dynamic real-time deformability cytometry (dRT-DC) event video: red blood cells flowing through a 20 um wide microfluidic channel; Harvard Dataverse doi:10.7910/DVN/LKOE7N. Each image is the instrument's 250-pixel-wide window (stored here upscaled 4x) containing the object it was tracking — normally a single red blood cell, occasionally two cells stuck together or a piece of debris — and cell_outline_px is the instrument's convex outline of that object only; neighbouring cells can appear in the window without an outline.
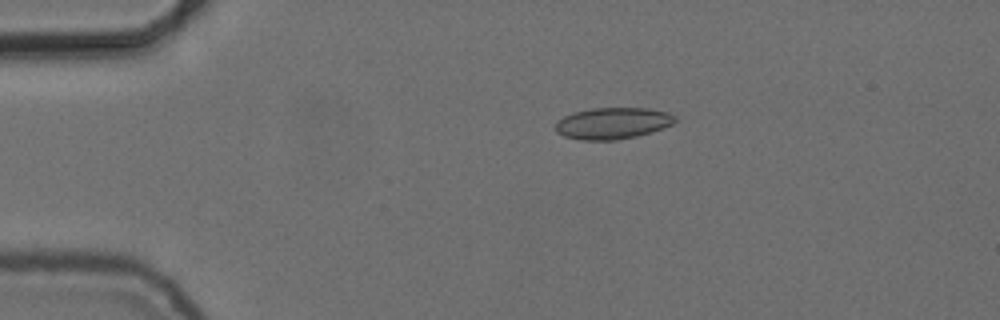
{"species": "common noctule bat (a hibernating species)", "species_latin": "Nyctalus noctula", "temperature_condition": "cold", "stored_images_in_passage": 45, "camera_frame_rate_fps": 3000, "um_per_image_px": 0.085, "animal": {"sex": "female", "body_mass_g": 24.6, "forearm_length_mm": 56.2}, "frame": {"image": 1, "passage_image": 1, "time_ms": 0.0, "image_size_px": [1000, 320], "cell_outline_px": [[676, 120], [672, 124], [636, 136], [616, 140], [580, 140], [564, 136], [556, 132], [556, 124], [564, 116], [576, 112], [592, 108], [648, 108], [668, 112], [676, 116]], "centroid_in_image_um": [52.07, 10.47], "position_along_channel_um": 32.9, "area_um2": 21.68}}
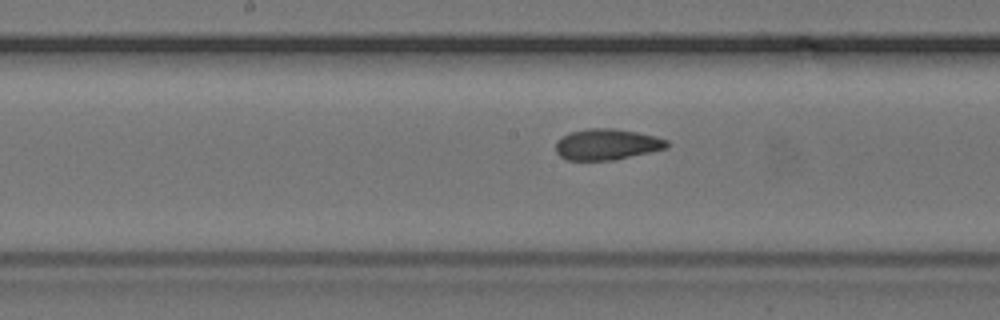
{"frame": {"image": 2, "passage_image": 18, "time_ms": 5.667, "image_size_px": [1000, 320], "cell_outline_px": [[668, 148], [616, 160], [568, 160], [560, 156], [556, 152], [556, 140], [560, 136], [568, 132], [588, 128], [612, 128], [636, 132], [656, 136], [668, 140]], "centroid_in_image_um": [51.57, 12.27], "position_along_channel_um": 196.6, "area_um2": 20.35}}
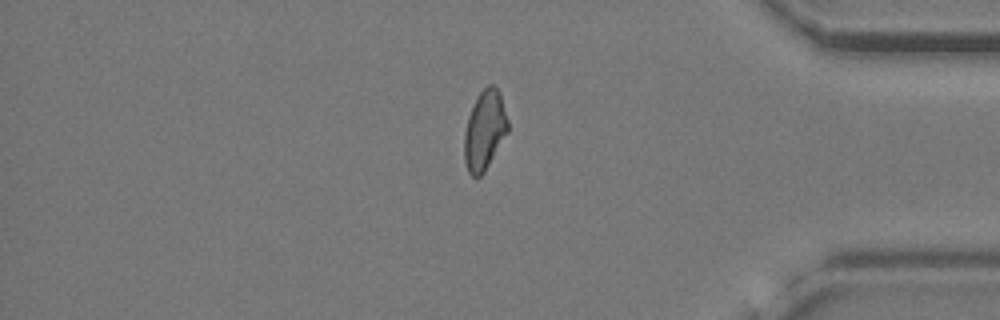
{"frame": {"image": 3, "passage_image": 36, "time_ms": 11.667, "image_size_px": [1000, 320], "cell_outline_px": [[508, 132], [484, 172], [476, 180], [468, 172], [464, 160], [464, 132], [468, 116], [480, 92], [488, 84], [492, 84], [500, 92], [508, 120]], "centroid_in_image_um": [41.19, 11.1], "position_along_channel_um": 394.0, "area_um2": 20.17}, "authors_computed_cell_mechanics": {"area_um2": 20.3456, "velocity_mm_per_s": 3.7336, "shape_relaxation_time_tau1_ms": 10.3647, "shape_relaxation_time_tau2_ms": 2.4592, "deformation_change_tau1": 0.1317, "deformation_change_tau2": 0.0614}}